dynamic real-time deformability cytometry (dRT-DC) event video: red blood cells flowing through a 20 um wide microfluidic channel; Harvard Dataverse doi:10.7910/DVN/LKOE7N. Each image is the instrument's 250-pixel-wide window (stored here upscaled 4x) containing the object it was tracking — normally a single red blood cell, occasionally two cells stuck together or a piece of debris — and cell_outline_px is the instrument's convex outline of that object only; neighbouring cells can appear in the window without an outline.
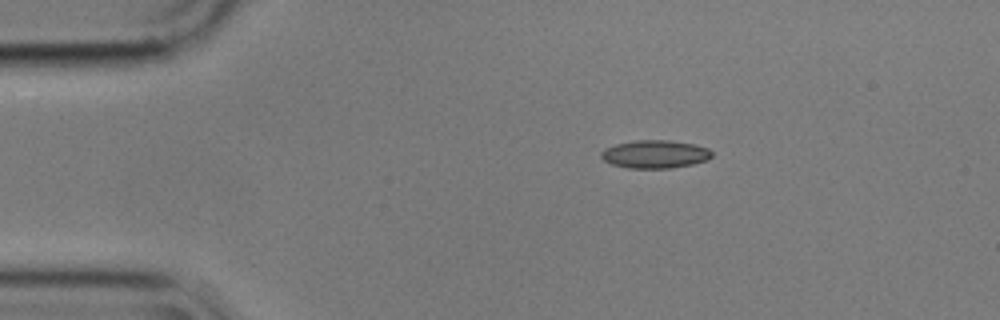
{"species": "common noctule bat (a hibernating species)", "species_latin": "Nyctalus noctula", "temperature_condition": "cold", "stored_images_in_passage": 47, "camera_frame_rate_fps": 3000, "um_per_image_px": 0.085, "animal": {"sex": "male", "body_mass_g": 17.9}, "frame": {"image": 1, "passage_image": 1, "time_ms": 0.0, "image_size_px": [1000, 320], "cell_outline_px": [[712, 156], [708, 160], [692, 164], [672, 168], [628, 168], [612, 164], [604, 160], [600, 156], [600, 152], [604, 148], [616, 144], [636, 140], [668, 140], [696, 144], [708, 148], [712, 152]], "centroid_in_image_um": [55.68, 13.1], "position_along_channel_um": 29.3, "area_um2": 18.21}}
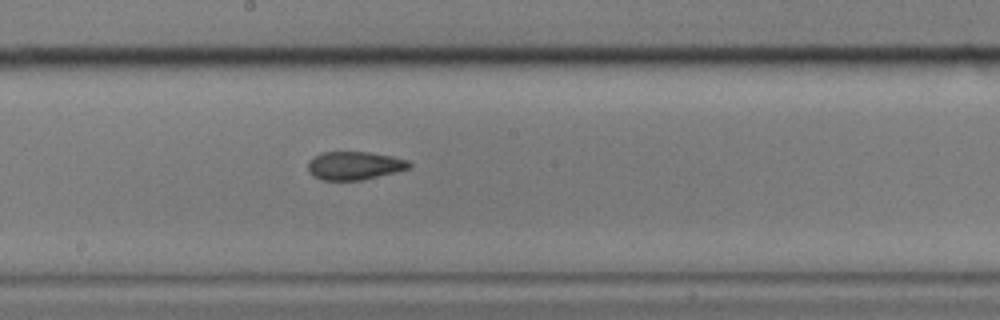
{"frame": {"image": 2, "passage_image": 21, "time_ms": 6.667, "image_size_px": [1000, 320], "cell_outline_px": [[412, 164], [408, 168], [396, 172], [364, 180], [320, 180], [312, 176], [308, 172], [308, 160], [312, 156], [324, 152], [368, 152], [392, 156], [408, 160]], "centroid_in_image_um": [30.09, 14.08], "position_along_channel_um": 218.1, "area_um2": 16.88}}
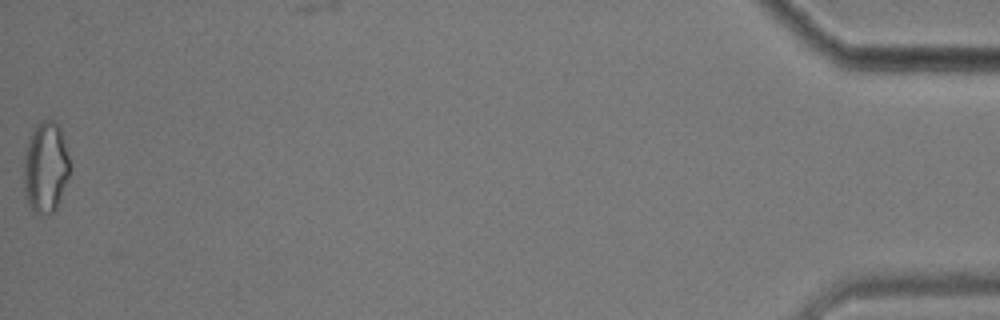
{"frame": {"image": 3, "passage_image": 47, "time_ms": 15.333, "image_size_px": [1000, 320], "cell_outline_px": [[68, 176], [56, 208], [48, 216], [36, 212], [28, 204], [24, 196], [24, 148], [32, 132], [40, 120], [52, 120], [60, 128], [68, 156]], "centroid_in_image_um": [3.83, 14.23], "position_along_channel_um": 431.4, "area_um2": 24.1}, "authors_computed_cell_mechanics": {"area_um2": 17.3978, "velocity_mm_per_s": 3.577, "shape_relaxation_time_tau1_ms": null, "shape_relaxation_time_tau2_ms": 3.7181, "deformation_change_tau1": null, "deformation_change_tau2": 0.098}}